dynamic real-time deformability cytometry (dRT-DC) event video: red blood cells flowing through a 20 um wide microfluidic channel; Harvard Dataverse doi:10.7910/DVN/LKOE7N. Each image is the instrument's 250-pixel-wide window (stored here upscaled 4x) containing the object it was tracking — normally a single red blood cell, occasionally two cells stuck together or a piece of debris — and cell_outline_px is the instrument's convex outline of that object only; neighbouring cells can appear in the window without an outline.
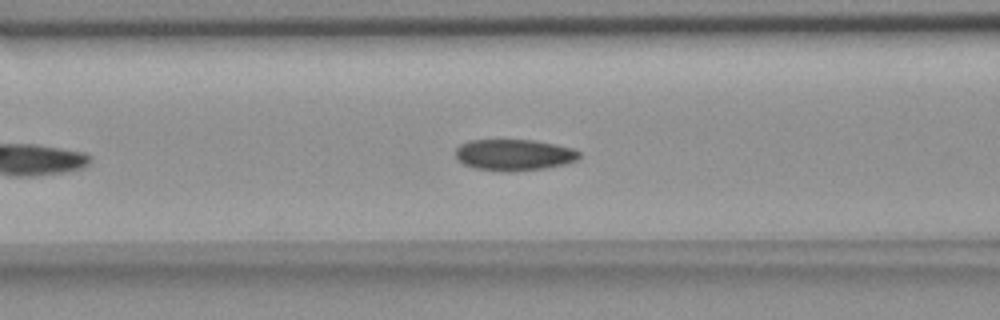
{"species": "common noctule bat (a hibernating species)", "species_latin": "Nyctalus noctula", "temperature_condition": "room temperature", "stored_images_in_passage": 41, "camera_frame_rate_fps": 3000, "um_per_image_px": 0.085, "animal": {"sex": "female", "body_mass_g": 18.4}, "frame": {"image": 1, "passage_image": 11, "time_ms": 3.333, "image_size_px": [1000, 320], "cell_outline_px": [[580, 156], [576, 160], [564, 164], [544, 168], [508, 172], [500, 172], [472, 168], [464, 164], [456, 156], [456, 148], [460, 144], [468, 140], [532, 140], [556, 144], [572, 148], [580, 152]], "centroid_in_image_um": [43.67, 13.17], "position_along_channel_um": 122.9, "area_um2": 22.66}}
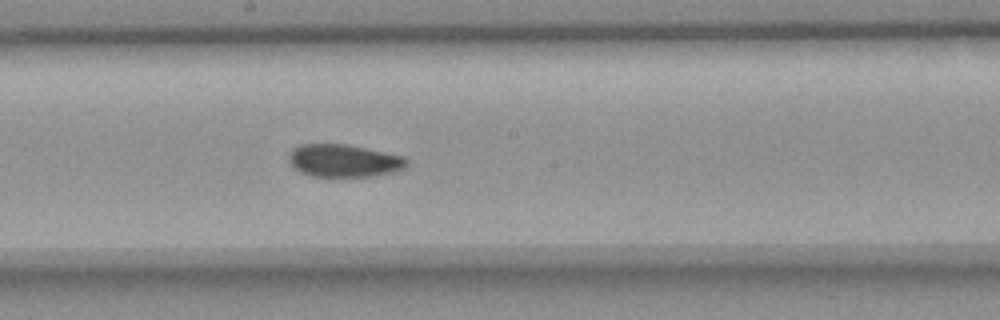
{"frame": {"image": 2, "passage_image": 19, "time_ms": 6.0, "image_size_px": [1000, 320], "cell_outline_px": [[408, 164], [404, 168], [392, 172], [372, 176], [312, 176], [300, 172], [288, 160], [288, 152], [292, 148], [300, 144], [344, 144], [404, 156], [408, 160]], "centroid_in_image_um": [29.2, 13.65], "position_along_channel_um": 219.0, "area_um2": 22.31}}
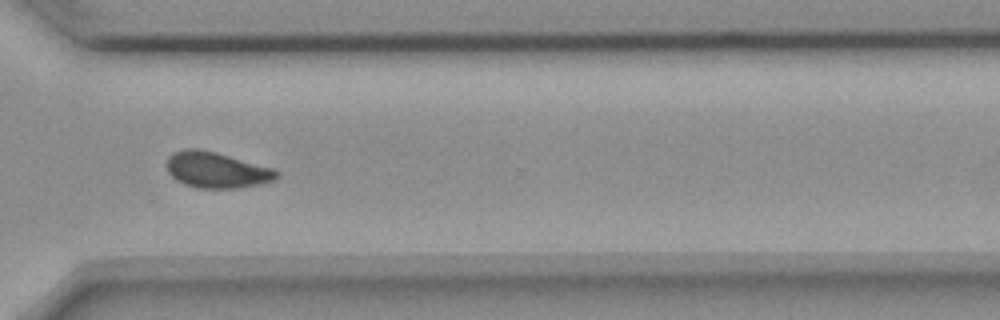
{"frame": {"image": 3, "passage_image": 30, "time_ms": 9.667, "image_size_px": [1000, 320], "cell_outline_px": [[280, 176], [276, 180], [260, 184], [236, 188], [196, 188], [184, 184], [176, 180], [168, 172], [168, 156], [172, 152], [184, 148], [200, 148], [216, 152], [276, 168], [280, 172]], "centroid_in_image_um": [18.45, 14.44], "position_along_channel_um": 352.1, "area_um2": 23.41}, "authors_computed_cell_mechanics": {"area_um2": 23.409, "velocity_mm_per_s": 3.6122, "shape_relaxation_time_tau1_ms": null, "shape_relaxation_time_tau2_ms": 2.8689, "deformation_change_tau1": null, "deformation_change_tau2": 0.0797}}